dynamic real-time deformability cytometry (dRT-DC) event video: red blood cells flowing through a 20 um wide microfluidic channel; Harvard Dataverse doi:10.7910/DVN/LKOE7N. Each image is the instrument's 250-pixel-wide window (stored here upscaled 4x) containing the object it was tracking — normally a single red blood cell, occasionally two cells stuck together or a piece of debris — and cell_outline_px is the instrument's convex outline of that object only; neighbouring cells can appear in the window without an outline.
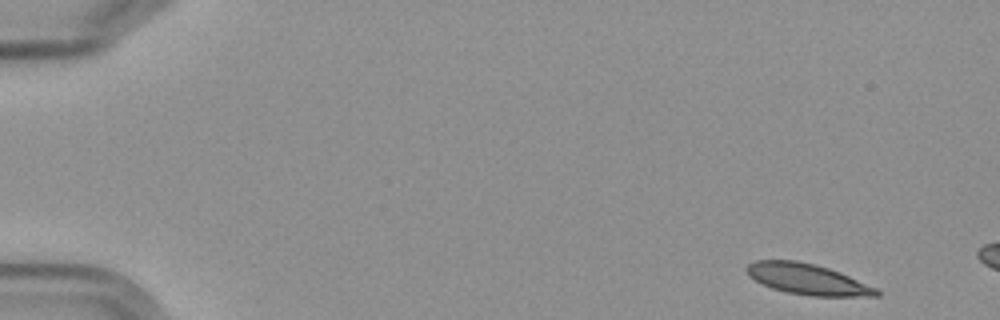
{"species": "Egyptian fruit bat (a non-hibernating species)", "species_latin": "Rousettus aegyptiacus", "temperature_condition": "cold", "stored_images_in_passage": 3, "camera_frame_rate_fps": 3000, "um_per_image_px": 0.085, "frame": {"image": 1, "passage_image": 1, "time_ms": 0.0, "image_size_px": [1000, 320], "cell_outline_px": [[880, 296], [812, 296], [788, 292], [772, 288], [748, 276], [744, 268], [748, 264], [756, 260], [796, 260], [828, 268], [840, 272], [876, 288], [880, 292]], "centroid_in_image_um": [68.61, 23.72], "position_along_channel_um": 16.4, "area_um2": 23.06}}